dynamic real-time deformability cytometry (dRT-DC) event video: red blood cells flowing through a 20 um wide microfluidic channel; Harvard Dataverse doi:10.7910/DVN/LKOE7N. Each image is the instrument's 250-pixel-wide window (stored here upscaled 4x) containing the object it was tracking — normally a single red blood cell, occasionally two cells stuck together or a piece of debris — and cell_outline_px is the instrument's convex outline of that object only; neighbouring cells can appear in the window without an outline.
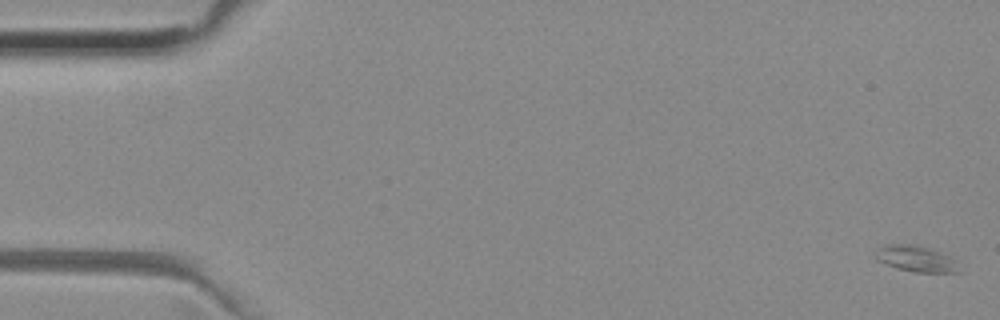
{"species": "common noctule bat (a hibernating species)", "species_latin": "Nyctalus noctula", "temperature_condition": "room temperature", "stored_images_in_passage": 14, "camera_frame_rate_fps": 3000, "um_per_image_px": 0.085, "animal": {"sex": "female", "body_mass_g": 29.2, "forearm_length_mm": 56.3}, "frame": {"image": 1, "passage_image": 1, "time_ms": 0.0, "image_size_px": [1000, 320], "cell_outline_px": [[964, 272], [916, 272], [896, 268], [876, 260], [876, 256], [880, 248], [884, 244], [916, 244], [932, 248], [952, 256]], "centroid_in_image_um": [77.95, 21.98], "position_along_channel_um": 7.0, "area_um2": 12.95}}